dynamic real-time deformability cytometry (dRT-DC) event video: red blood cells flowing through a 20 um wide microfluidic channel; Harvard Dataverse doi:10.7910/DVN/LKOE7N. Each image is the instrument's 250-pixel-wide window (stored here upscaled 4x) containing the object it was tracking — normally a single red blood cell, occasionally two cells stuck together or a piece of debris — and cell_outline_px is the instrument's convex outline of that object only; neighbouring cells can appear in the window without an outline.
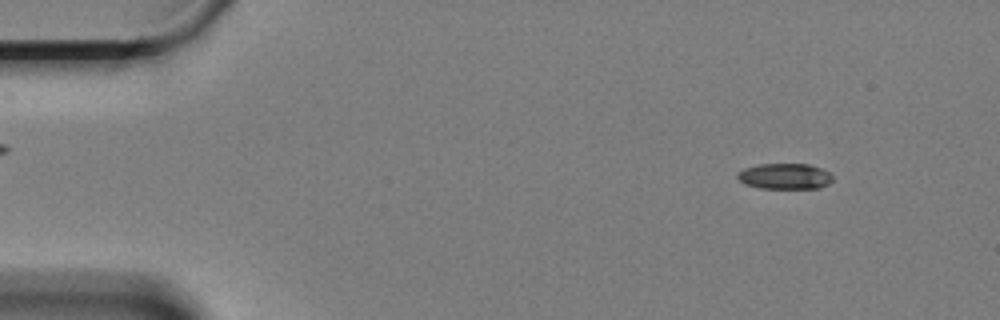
{"species": "Egyptian fruit bat (a non-hibernating species)", "species_latin": "Rousettus aegyptiacus", "temperature_condition": "cold", "stored_images_in_passage": 60, "camera_frame_rate_fps": 3000, "um_per_image_px": 0.085, "animal": {"sex": "female"}, "frame": {"image": 1, "passage_image": 6, "time_ms": 1.667, "image_size_px": [1000, 320], "cell_outline_px": [[832, 180], [828, 184], [820, 188], [760, 188], [744, 184], [736, 176], [736, 172], [744, 168], [756, 164], [808, 164], [820, 168], [828, 172], [832, 176]], "centroid_in_image_um": [66.67, 14.98], "position_along_channel_um": 18.3, "area_um2": 14.33}}
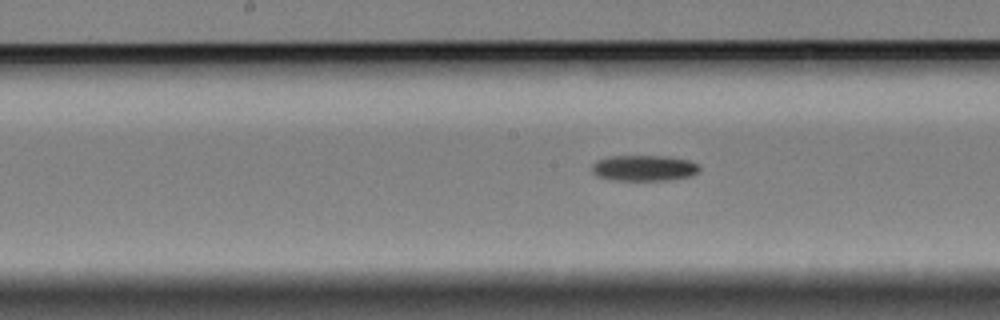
{"frame": {"image": 2, "passage_image": 30, "time_ms": 9.667, "image_size_px": [1000, 320], "cell_outline_px": [[700, 168], [696, 172], [688, 176], [664, 180], [616, 180], [596, 176], [592, 172], [592, 164], [608, 156], [664, 156], [688, 160], [696, 164]], "centroid_in_image_um": [54.69, 14.28], "position_along_channel_um": 193.5, "area_um2": 15.84}}
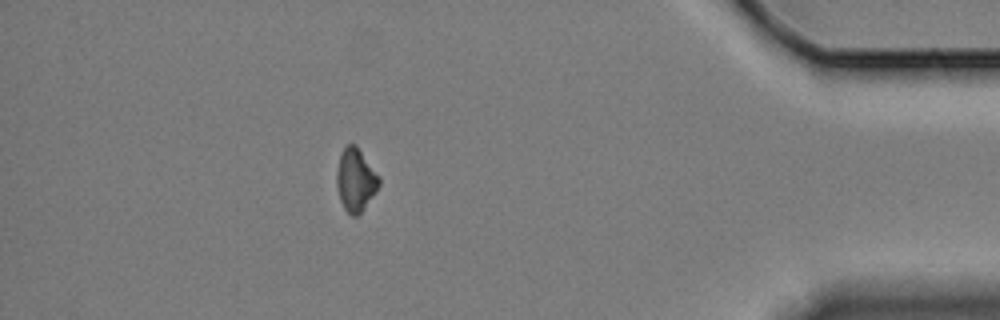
{"frame": {"image": 3, "passage_image": 53, "time_ms": 17.333, "image_size_px": [1000, 320], "cell_outline_px": [[380, 184], [360, 212], [356, 216], [352, 216], [344, 208], [340, 200], [336, 184], [336, 172], [340, 152], [348, 144], [356, 144], [380, 176]], "centroid_in_image_um": [30.21, 15.24], "position_along_channel_um": 405.0, "area_um2": 15.43}, "authors_computed_cell_mechanics": {"area_um2": 15.5193, "velocity_mm_per_s": 3.3289, "shape_relaxation_time_tau1_ms": 5.7645, "shape_relaxation_time_tau2_ms": null, "deformation_change_tau1": 0.0878, "deformation_change_tau2": null}}